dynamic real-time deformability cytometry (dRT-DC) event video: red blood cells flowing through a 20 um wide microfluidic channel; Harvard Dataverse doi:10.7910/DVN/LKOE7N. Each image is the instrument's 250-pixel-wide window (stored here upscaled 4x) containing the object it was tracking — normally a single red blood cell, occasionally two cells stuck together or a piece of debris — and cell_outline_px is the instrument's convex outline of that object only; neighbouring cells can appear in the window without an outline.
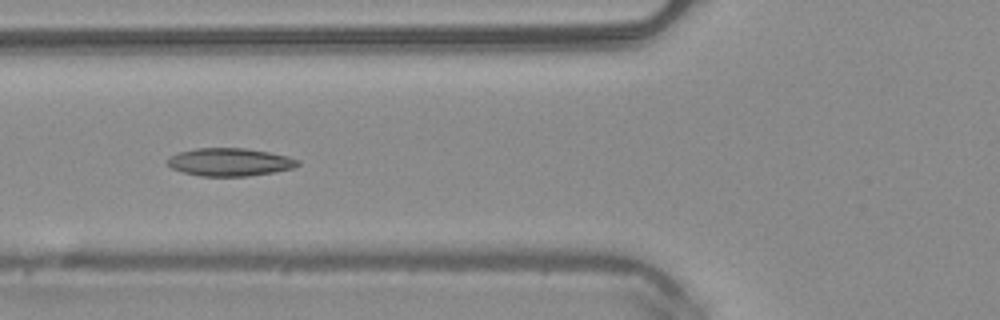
{"species": "common noctule bat (a hibernating species)", "species_latin": "Nyctalus noctula", "temperature_condition": "warm", "stored_images_in_passage": 50, "camera_frame_rate_fps": 3000, "um_per_image_px": 0.085, "animal": {"sex": "male", "body_mass_g": 20.4}, "frame": {"image": 1, "passage_image": 19, "time_ms": 6.0, "image_size_px": [1000, 320], "cell_outline_px": [[300, 164], [292, 168], [272, 172], [248, 176], [200, 176], [180, 172], [172, 168], [168, 164], [168, 156], [180, 152], [196, 148], [244, 148], [268, 152], [288, 156], [300, 160]], "centroid_in_image_um": [19.51, 13.77], "position_along_channel_um": 106.3, "area_um2": 21.15}}
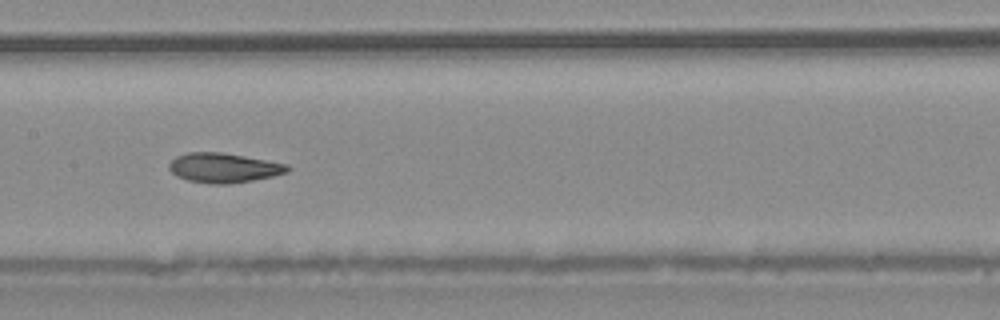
{"frame": {"image": 2, "passage_image": 25, "time_ms": 8.0, "image_size_px": [1000, 320], "cell_outline_px": [[292, 168], [288, 172], [272, 176], [252, 180], [228, 184], [212, 184], [188, 180], [176, 176], [168, 168], [168, 164], [176, 156], [188, 152], [220, 152], [244, 156], [288, 164]], "centroid_in_image_um": [19.01, 14.26], "position_along_channel_um": 188.4, "area_um2": 20.4}}
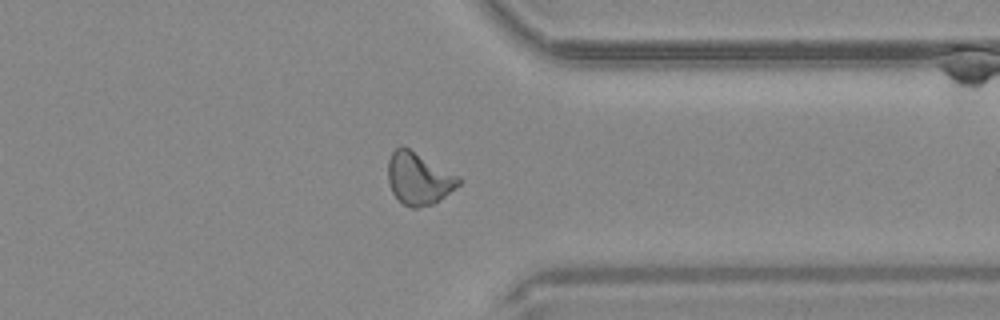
{"frame": {"image": 3, "passage_image": 39, "time_ms": 12.667, "image_size_px": [1000, 320], "cell_outline_px": [[460, 184], [444, 196], [432, 204], [420, 208], [412, 208], [404, 204], [392, 192], [388, 180], [388, 160], [392, 152], [396, 148], [408, 148], [460, 176]], "centroid_in_image_um": [35.59, 15.19], "position_along_channel_um": 375.8, "area_um2": 21.1}, "authors_computed_cell_mechanics": {"area_um2": 21.0681, "velocity_mm_per_s": 4.0854, "shape_relaxation_time_tau1_ms": 9.6901, "shape_relaxation_time_tau2_ms": 2.6797, "deformation_change_tau1": 0.2262, "deformation_change_tau2": 0.102}}